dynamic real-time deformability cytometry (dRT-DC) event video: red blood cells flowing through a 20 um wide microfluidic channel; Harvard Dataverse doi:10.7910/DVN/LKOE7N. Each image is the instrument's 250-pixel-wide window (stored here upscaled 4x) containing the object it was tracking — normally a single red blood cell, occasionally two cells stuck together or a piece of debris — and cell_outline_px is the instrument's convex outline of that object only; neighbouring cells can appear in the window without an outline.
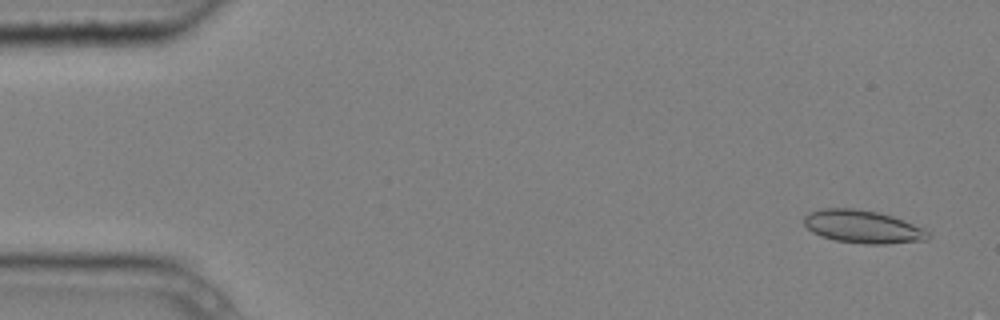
{"species": "common noctule bat (a hibernating species)", "species_latin": "Nyctalus noctula", "temperature_condition": "cold", "stored_images_in_passage": 5, "camera_frame_rate_fps": 3000, "um_per_image_px": 0.085, "animal": {"sex": "male", "body_mass_g": 20.4}, "frame": {"image": 1, "passage_image": 1, "time_ms": 0.0, "image_size_px": [1000, 320], "cell_outline_px": [[932, 236], [928, 240], [884, 244], [864, 244], [836, 240], [820, 236], [812, 232], [804, 224], [804, 216], [808, 212], [824, 208], [852, 208], [876, 212], [892, 216], [912, 224], [928, 232]], "centroid_in_image_um": [73.3, 19.27], "position_along_channel_um": 11.7, "area_um2": 23.64}}
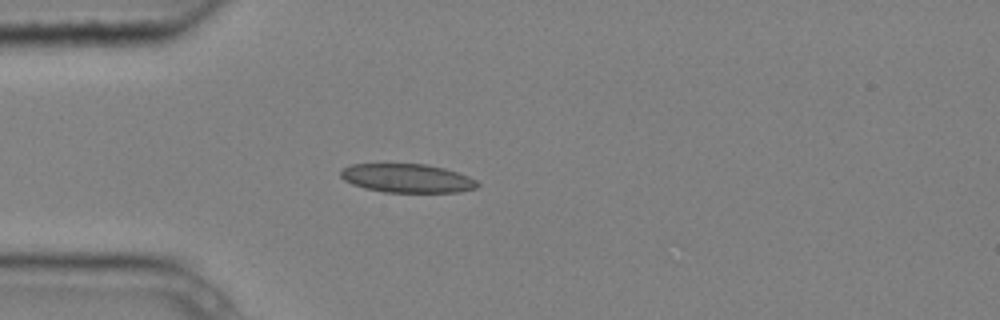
{"frame": {"image": 2, "passage_image": 4, "time_ms": 1.0, "image_size_px": [1000, 320], "cell_outline_px": [[480, 184], [476, 188], [460, 192], [384, 192], [364, 188], [352, 184], [344, 180], [340, 176], [340, 168], [352, 164], [424, 164], [444, 168], [468, 176], [476, 180]], "centroid_in_image_um": [34.58, 15.15], "position_along_channel_um": 50.4, "area_um2": 22.95}}